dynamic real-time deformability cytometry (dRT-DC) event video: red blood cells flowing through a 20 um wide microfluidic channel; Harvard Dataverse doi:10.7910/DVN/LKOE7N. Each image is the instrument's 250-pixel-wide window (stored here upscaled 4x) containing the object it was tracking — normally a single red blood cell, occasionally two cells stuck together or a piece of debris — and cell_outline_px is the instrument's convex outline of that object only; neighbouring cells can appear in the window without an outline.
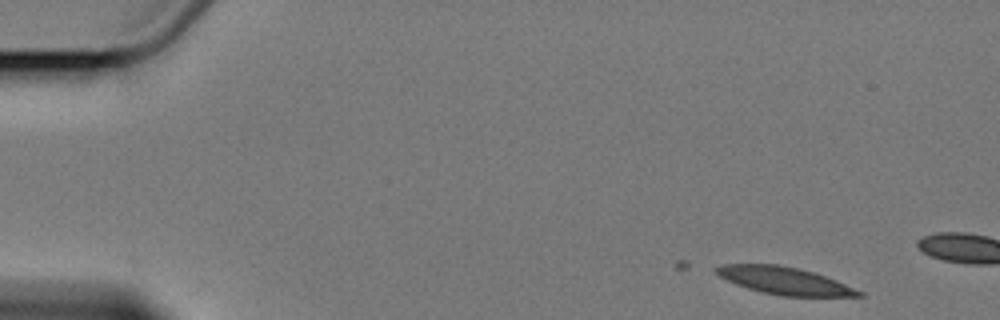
{"species": "Egyptian fruit bat (a non-hibernating species)", "species_latin": "Rousettus aegyptiacus", "temperature_condition": "cold", "stored_images_in_passage": 4, "camera_frame_rate_fps": 3000, "um_per_image_px": 0.085, "animal": {"sex": "female"}, "frame": {"image": 1, "passage_image": 1, "time_ms": 0.0, "image_size_px": [1000, 320], "cell_outline_px": [[864, 296], [780, 296], [748, 288], [736, 284], [720, 276], [712, 268], [724, 264], [780, 264], [800, 268], [836, 280], [864, 292]], "centroid_in_image_um": [66.69, 23.85], "position_along_channel_um": 18.3, "area_um2": 22.6}}